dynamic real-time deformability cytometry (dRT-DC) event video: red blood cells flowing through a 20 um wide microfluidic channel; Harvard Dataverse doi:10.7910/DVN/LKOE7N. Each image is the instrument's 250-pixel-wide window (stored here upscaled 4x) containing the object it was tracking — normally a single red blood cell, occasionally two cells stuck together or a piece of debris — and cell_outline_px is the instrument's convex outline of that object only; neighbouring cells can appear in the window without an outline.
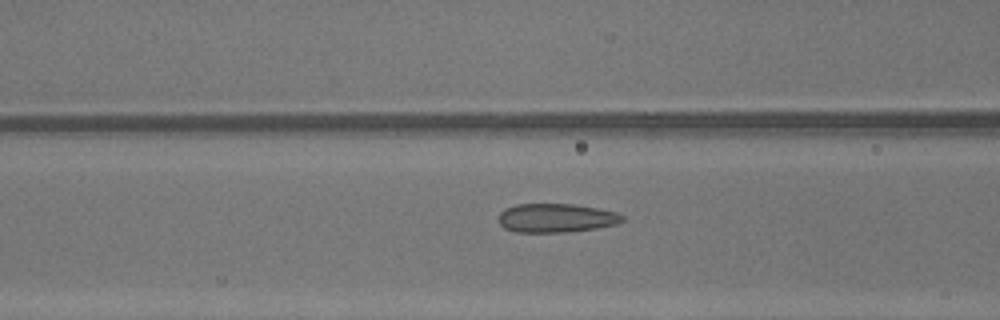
{"species": "common noctule bat (a hibernating species)", "species_latin": "Nyctalus noctula", "temperature_condition": "warm", "stored_images_in_passage": 48, "camera_frame_rate_fps": 3000, "um_per_image_px": 0.085, "animal": {"sex": "male", "body_mass_g": 13.3}, "frame": {"image": 1, "passage_image": 20, "time_ms": 6.333, "image_size_px": [1000, 320], "cell_outline_px": [[624, 220], [616, 224], [596, 228], [572, 232], [516, 232], [504, 228], [496, 220], [500, 212], [504, 208], [516, 204], [576, 204], [600, 208], [616, 212], [624, 216]], "centroid_in_image_um": [47.25, 18.52], "position_along_channel_um": 119.4, "area_um2": 21.15}}
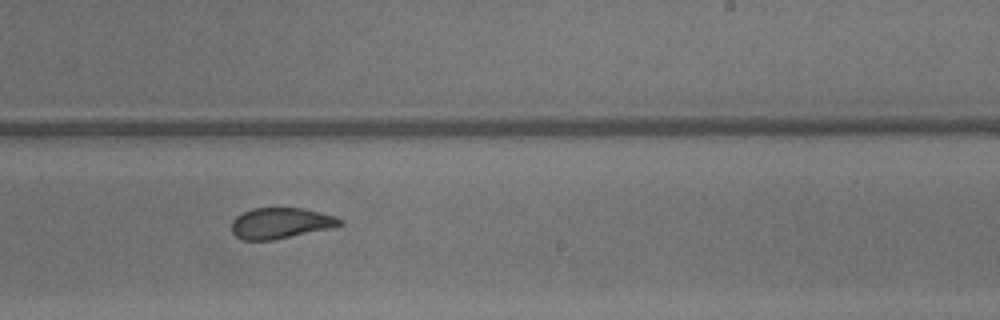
{"frame": {"image": 2, "passage_image": 30, "time_ms": 9.667, "image_size_px": [1000, 320], "cell_outline_px": [[344, 224], [332, 228], [272, 240], [244, 240], [236, 236], [232, 232], [232, 220], [236, 216], [252, 208], [304, 208], [336, 216], [344, 220]], "centroid_in_image_um": [23.89, 18.96], "position_along_channel_um": 265.1, "area_um2": 19.54}}
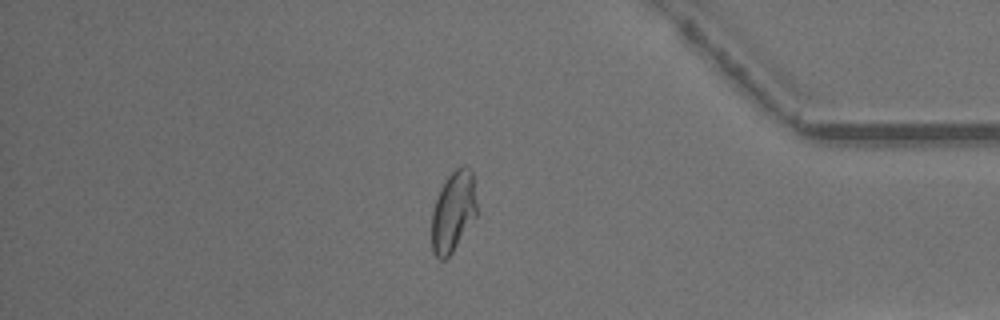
{"frame": {"image": 3, "passage_image": 41, "time_ms": 13.333, "image_size_px": [1000, 320], "cell_outline_px": [[476, 216], [452, 252], [444, 260], [440, 260], [432, 252], [432, 212], [440, 188], [444, 180], [456, 168], [464, 164], [472, 172], [476, 204]], "centroid_in_image_um": [38.51, 17.98], "position_along_channel_um": 396.7, "area_um2": 20.98}, "authors_computed_cell_mechanics": {"area_um2": 21.9062, "velocity_mm_per_s": 4.3835, "shape_relaxation_time_tau1_ms": 6.6508, "shape_relaxation_time_tau2_ms": 0.7624, "deformation_change_tau1": 0.1752, "deformation_change_tau2": 0.0549}}